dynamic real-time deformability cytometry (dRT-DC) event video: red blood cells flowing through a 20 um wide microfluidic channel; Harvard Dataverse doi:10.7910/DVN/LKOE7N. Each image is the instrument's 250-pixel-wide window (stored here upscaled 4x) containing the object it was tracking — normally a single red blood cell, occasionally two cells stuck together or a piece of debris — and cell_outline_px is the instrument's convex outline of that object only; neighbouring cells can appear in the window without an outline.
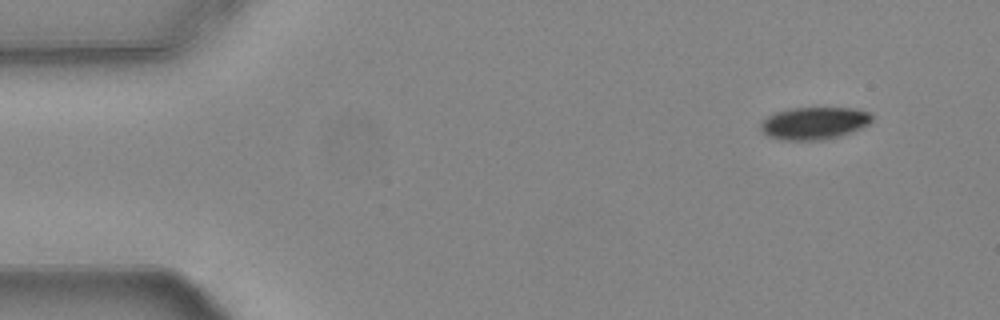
{"species": "common noctule bat (a hibernating species)", "species_latin": "Nyctalus noctula", "temperature_condition": "warm", "stored_images_in_passage": 51, "camera_frame_rate_fps": 3000, "um_per_image_px": 0.085, "animal": {"sex": "female", "body_mass_g": 24.6, "forearm_length_mm": 56.2}, "frame": {"image": 1, "passage_image": 1, "time_ms": 0.0, "image_size_px": [1000, 320], "cell_outline_px": [[872, 120], [868, 124], [852, 132], [840, 136], [824, 140], [780, 140], [768, 136], [760, 132], [760, 124], [768, 116], [776, 112], [792, 108], [856, 108], [868, 112], [872, 116]], "centroid_in_image_um": [69.19, 10.48], "position_along_channel_um": 15.8, "area_um2": 21.1}}
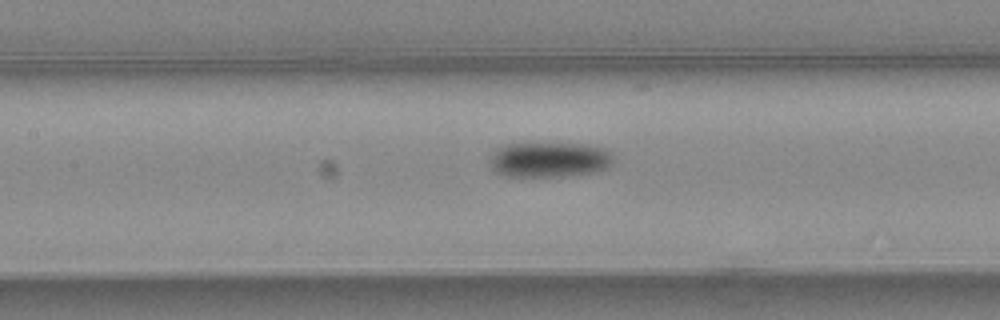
{"frame": {"image": 2, "passage_image": 21, "time_ms": 6.667, "image_size_px": [1000, 320], "cell_outline_px": [[616, 156], [612, 164], [608, 168], [596, 172], [568, 176], [504, 176], [496, 172], [488, 164], [488, 160], [492, 152], [496, 148], [508, 144], [588, 144], [604, 148]], "centroid_in_image_um": [46.71, 13.58], "position_along_channel_um": 160.7, "area_um2": 25.72}}
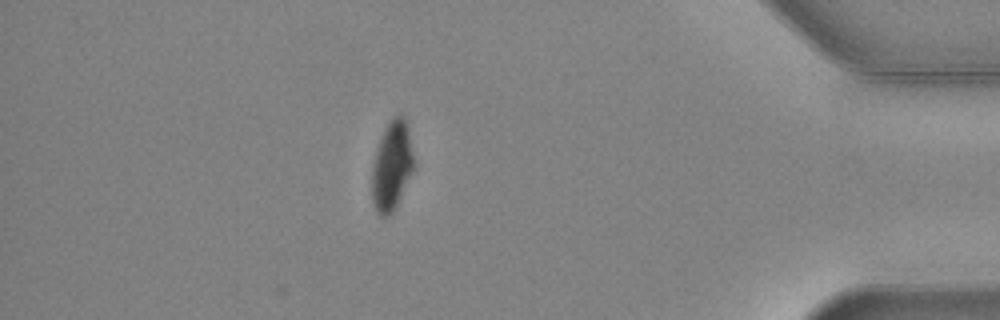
{"frame": {"image": 3, "passage_image": 44, "time_ms": 14.333, "image_size_px": [1000, 320], "cell_outline_px": [[412, 172], [396, 208], [388, 216], [380, 216], [376, 212], [372, 204], [372, 164], [376, 148], [388, 120], [392, 116], [400, 112], [404, 116], [408, 128], [412, 152]], "centroid_in_image_um": [33.27, 14.09], "position_along_channel_um": 401.9, "area_um2": 21.91}, "authors_computed_cell_mechanics": {"area_um2": 24.1026, "velocity_mm_per_s": 3.7386, "shape_relaxation_time_tau1_ms": 2.8337, "shape_relaxation_time_tau2_ms": 9.392, "deformation_change_tau1": 0.1258, "deformation_change_tau2": 0.1073}}